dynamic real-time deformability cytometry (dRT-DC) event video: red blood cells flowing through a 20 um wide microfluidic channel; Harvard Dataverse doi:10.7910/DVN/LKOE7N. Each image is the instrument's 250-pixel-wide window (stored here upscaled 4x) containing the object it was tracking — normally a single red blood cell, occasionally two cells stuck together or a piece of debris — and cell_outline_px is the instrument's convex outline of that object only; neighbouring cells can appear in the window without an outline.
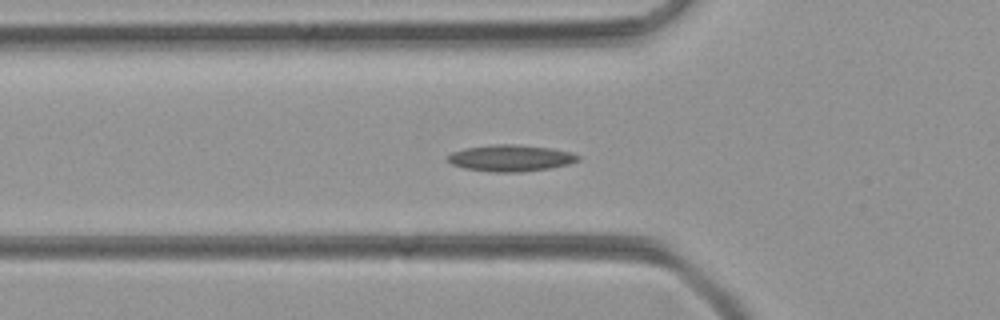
{"species": "common noctule bat (a hibernating species)", "species_latin": "Nyctalus noctula", "temperature_condition": "room temperature", "stored_images_in_passage": 42, "camera_frame_rate_fps": 3000, "um_per_image_px": 0.085, "animal": {"sex": "female", "body_mass_g": 21.9}, "frame": {"image": 1, "passage_image": 8, "time_ms": 2.333, "image_size_px": [1000, 320], "cell_outline_px": [[580, 160], [568, 164], [548, 168], [520, 172], [492, 172], [464, 168], [452, 164], [448, 160], [448, 156], [452, 152], [464, 148], [492, 144], [512, 144], [552, 148], [572, 152], [580, 156]], "centroid_in_image_um": [43.41, 13.43], "position_along_channel_um": 82.4, "area_um2": 20.11}}
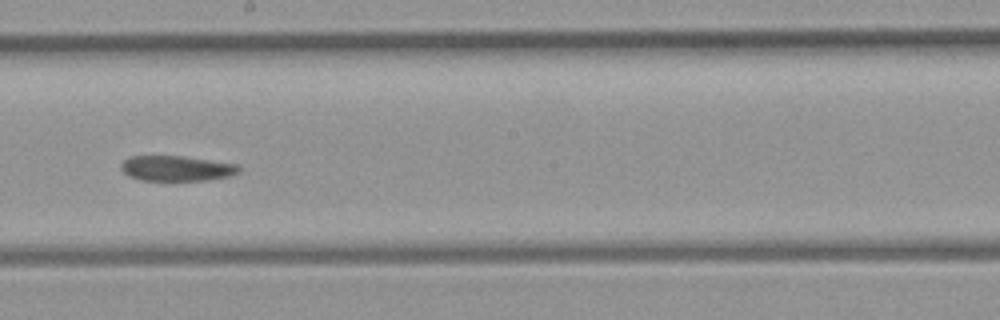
{"frame": {"image": 2, "passage_image": 19, "time_ms": 6.0, "image_size_px": [1000, 320], "cell_outline_px": [[240, 172], [228, 176], [208, 180], [140, 180], [128, 176], [120, 168], [120, 164], [128, 156], [184, 156], [240, 164]], "centroid_in_image_um": [15.01, 14.3], "position_along_channel_um": 233.2, "area_um2": 17.51}}
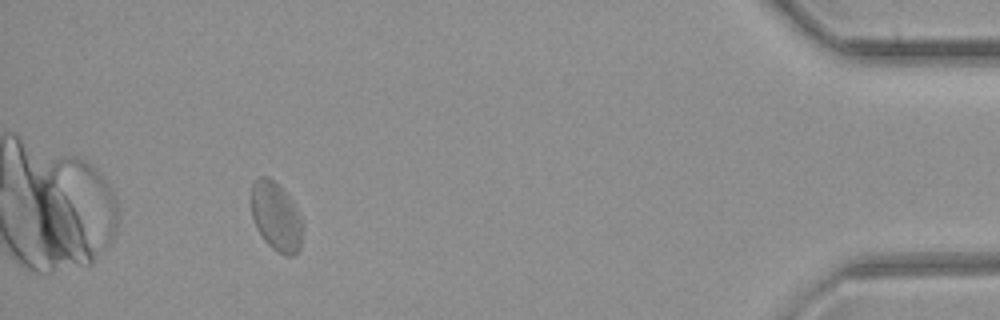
{"frame": {"image": 3, "passage_image": 37, "time_ms": 12.0, "image_size_px": [1000, 320], "cell_outline_px": [[304, 228], [300, 248], [292, 256], [284, 256], [272, 248], [264, 240], [256, 228], [252, 216], [252, 180], [260, 176], [268, 176], [288, 196], [296, 208], [300, 216]], "centroid_in_image_um": [23.47, 18.44], "position_along_channel_um": 411.7, "area_um2": 20.58}}